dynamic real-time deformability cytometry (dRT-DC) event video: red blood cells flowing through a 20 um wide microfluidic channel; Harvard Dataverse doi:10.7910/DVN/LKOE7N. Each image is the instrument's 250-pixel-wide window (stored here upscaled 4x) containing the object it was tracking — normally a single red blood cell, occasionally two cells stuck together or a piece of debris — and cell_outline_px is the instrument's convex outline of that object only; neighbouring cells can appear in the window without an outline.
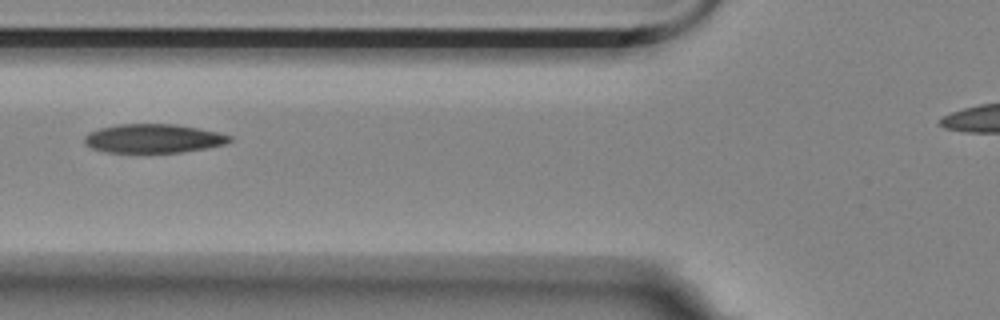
{"species": "Egyptian fruit bat (a non-hibernating species)", "species_latin": "Rousettus aegyptiacus", "temperature_condition": "room temperature", "stored_images_in_passage": 10, "camera_frame_rate_fps": 3000, "um_per_image_px": 0.085, "animal": {"sex": "female"}, "frame": {"image": 1, "passage_image": 2, "time_ms": 0.333, "image_size_px": [1000, 320], "cell_outline_px": [[232, 140], [224, 144], [204, 148], [180, 152], [108, 152], [92, 148], [84, 144], [84, 136], [88, 132], [100, 128], [120, 124], [176, 124], [200, 128], [232, 136]], "centroid_in_image_um": [13.01, 11.76], "position_along_channel_um": 112.8, "area_um2": 24.28}}
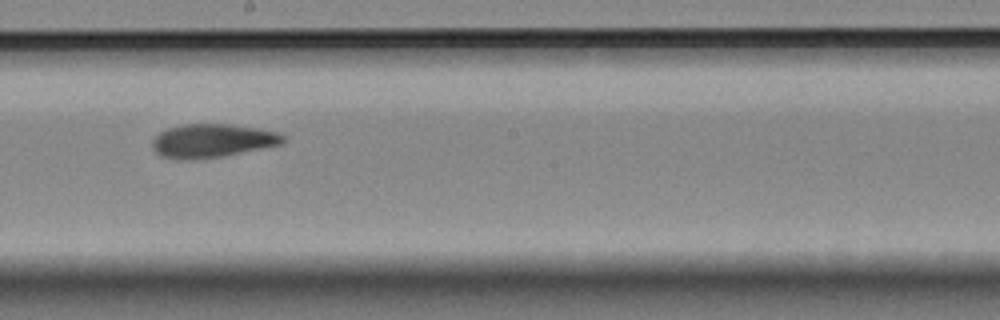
{"frame": {"image": 2, "passage_image": 5, "time_ms": 1.333, "image_size_px": [1000, 320], "cell_outline_px": [[288, 136], [280, 144], [224, 156], [192, 160], [176, 160], [160, 156], [152, 148], [152, 140], [160, 132], [168, 128], [184, 124], [228, 124], [256, 128], [280, 132]], "centroid_in_image_um": [18.02, 11.97], "position_along_channel_um": 230.2, "area_um2": 25.72}}
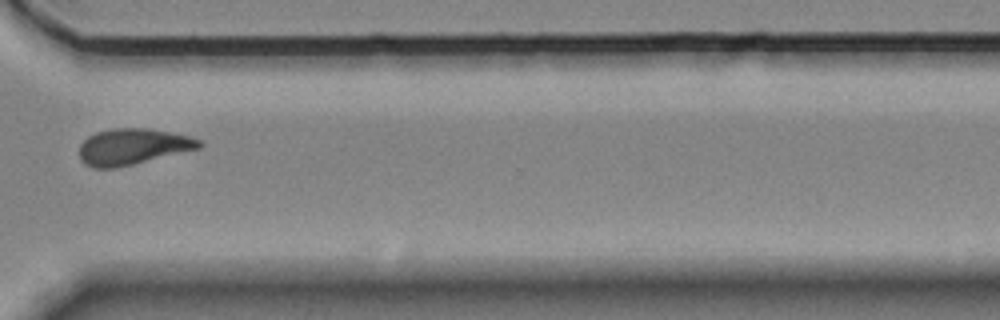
{"frame": {"image": 3, "passage_image": 8, "time_ms": 2.333, "image_size_px": [1000, 320], "cell_outline_px": [[204, 144], [200, 148], [116, 168], [92, 168], [84, 164], [80, 160], [80, 144], [88, 136], [96, 132], [112, 128], [148, 128], [188, 136], [200, 140]], "centroid_in_image_um": [11.25, 12.47], "position_along_channel_um": 359.4, "area_um2": 25.14}}